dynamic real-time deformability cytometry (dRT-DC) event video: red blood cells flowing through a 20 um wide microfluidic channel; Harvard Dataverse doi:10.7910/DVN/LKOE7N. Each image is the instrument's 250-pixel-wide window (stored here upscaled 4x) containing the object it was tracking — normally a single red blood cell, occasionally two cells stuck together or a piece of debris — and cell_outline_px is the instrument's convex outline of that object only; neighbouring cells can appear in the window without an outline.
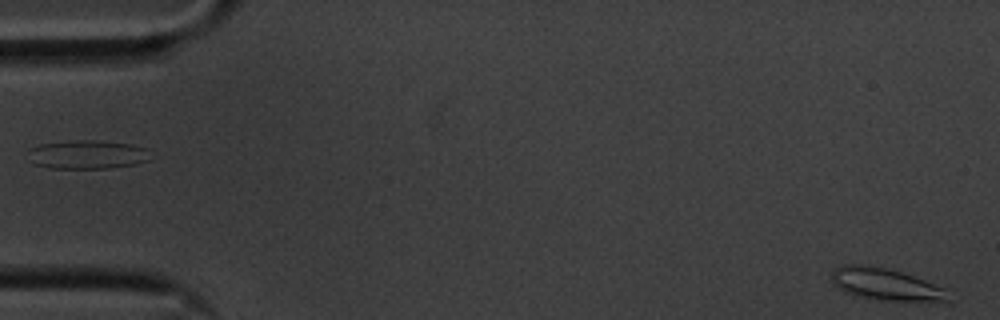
{"species": "common noctule bat (a hibernating species)", "species_latin": "Nyctalus noctula", "temperature_condition": "cold", "stored_images_in_passage": 3, "segment_of_instrument_passage": [2, 2], "camera_frame_rate_fps": 3000, "um_per_image_px": 0.085, "animal": {"sex": "male", "body_mass_g": 20.1, "forearm_length_mm": 53.5}, "frame": {"image": 1, "passage_image": 3, "time_ms": 2.333, "image_size_px": [1000, 320], "cell_outline_px": [[948, 300], [876, 300], [856, 296], [844, 292], [836, 288], [832, 280], [832, 272], [836, 268], [844, 264], [860, 264], [884, 268], [900, 272], [948, 288]], "centroid_in_image_um": [75.22, 24.16], "position_along_channel_um": 9.8, "area_um2": 21.44}}